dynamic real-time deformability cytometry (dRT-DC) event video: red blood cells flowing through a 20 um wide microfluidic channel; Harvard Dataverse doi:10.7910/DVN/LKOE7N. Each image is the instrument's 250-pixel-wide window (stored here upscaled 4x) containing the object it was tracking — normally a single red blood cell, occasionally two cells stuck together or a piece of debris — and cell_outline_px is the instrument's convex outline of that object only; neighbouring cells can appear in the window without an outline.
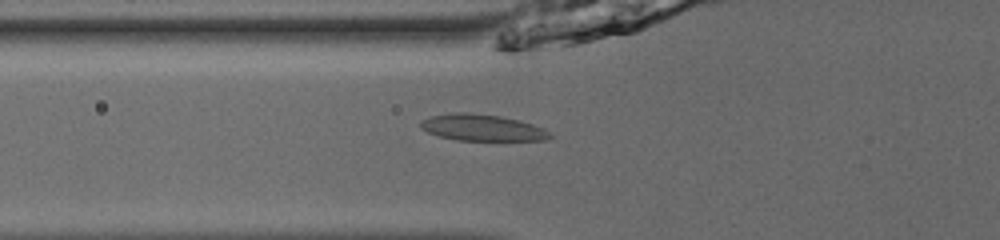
{"species": "common noctule bat (a hibernating species)", "species_latin": "Nyctalus noctula", "temperature_condition": "room temperature", "stored_images_in_passage": 54, "camera_frame_rate_fps": 3000, "um_per_image_px": 0.085, "animal": {"sex": "male", "body_mass_g": 13.0, "forearm_length_mm": 53.1}, "frame": {"image": 1, "passage_image": 22, "time_ms": 7.0, "image_size_px": [1000, 240], "cell_outline_px": [[552, 136], [548, 140], [456, 140], [440, 136], [428, 132], [420, 128], [420, 120], [432, 116], [456, 112], [464, 112], [500, 116], [532, 124], [544, 128]], "centroid_in_image_um": [40.96, 10.85], "position_along_channel_um": 84.8, "area_um2": 19.71}}
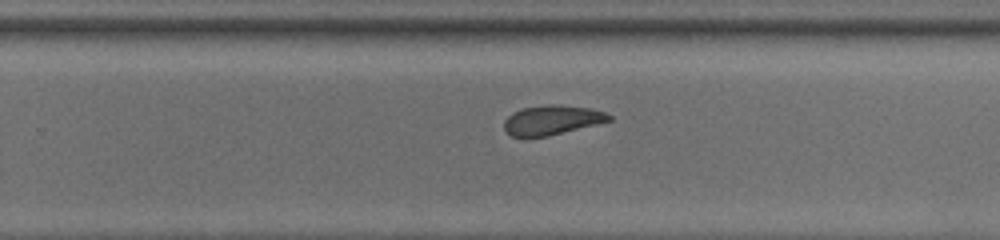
{"frame": {"image": 2, "passage_image": 37, "time_ms": 12.0, "image_size_px": [1000, 240], "cell_outline_px": [[612, 120], [548, 136], [512, 136], [504, 128], [504, 120], [512, 112], [524, 108], [548, 104], [556, 104], [588, 108], [604, 112], [612, 116]], "centroid_in_image_um": [46.91, 10.19], "position_along_channel_um": 282.9, "area_um2": 17.74}}
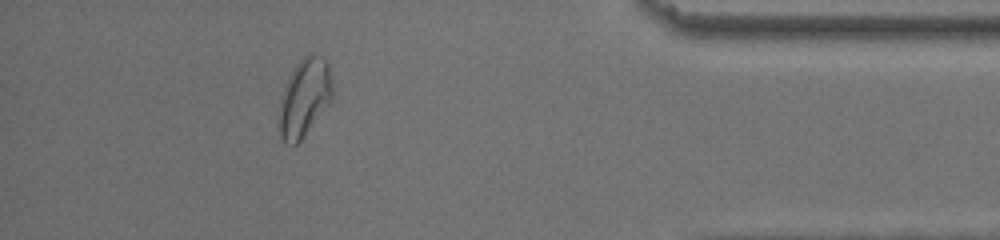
{"frame": {"image": 3, "passage_image": 49, "time_ms": 16.0, "image_size_px": [1000, 240], "cell_outline_px": [[332, 96], [300, 140], [292, 148], [284, 144], [280, 136], [280, 100], [284, 84], [296, 64], [308, 52], [324, 56], [328, 60], [332, 88]], "centroid_in_image_um": [25.85, 8.25], "position_along_channel_um": 409.4, "area_um2": 23.93}, "authors_computed_cell_mechanics": {"area_um2": 19.7676, "velocity_mm_per_s": 3.9482, "shape_relaxation_time_tau1_ms": null, "shape_relaxation_time_tau2_ms": 3.3335, "deformation_change_tau1": null, "deformation_change_tau2": 0.0591}}